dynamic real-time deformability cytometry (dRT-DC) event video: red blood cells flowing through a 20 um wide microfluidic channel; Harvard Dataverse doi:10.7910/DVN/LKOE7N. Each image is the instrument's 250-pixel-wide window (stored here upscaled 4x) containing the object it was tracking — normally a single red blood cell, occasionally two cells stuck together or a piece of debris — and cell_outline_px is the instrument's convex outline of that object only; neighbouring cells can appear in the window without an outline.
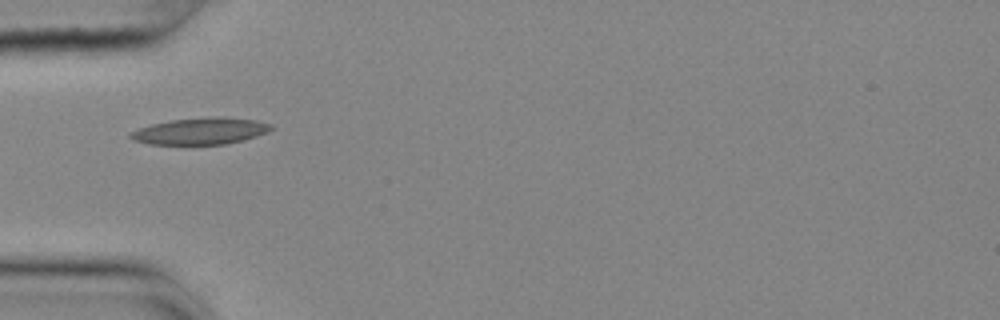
{"species": "common noctule bat (a hibernating species)", "species_latin": "Nyctalus noctula", "temperature_condition": "cold", "stored_images_in_passage": 24, "camera_frame_rate_fps": 3000, "um_per_image_px": 0.085, "animal": {"sex": "female", "body_mass_g": 25.1}, "frame": {"image": 1, "passage_image": 1, "time_ms": 0.0, "image_size_px": [1000, 320], "cell_outline_px": [[272, 128], [268, 132], [244, 140], [224, 144], [148, 144], [132, 140], [128, 136], [128, 132], [152, 124], [172, 120], [212, 116], [224, 116], [256, 120], [268, 124]], "centroid_in_image_um": [17.01, 11.14], "position_along_channel_um": 68.0, "area_um2": 21.85}}